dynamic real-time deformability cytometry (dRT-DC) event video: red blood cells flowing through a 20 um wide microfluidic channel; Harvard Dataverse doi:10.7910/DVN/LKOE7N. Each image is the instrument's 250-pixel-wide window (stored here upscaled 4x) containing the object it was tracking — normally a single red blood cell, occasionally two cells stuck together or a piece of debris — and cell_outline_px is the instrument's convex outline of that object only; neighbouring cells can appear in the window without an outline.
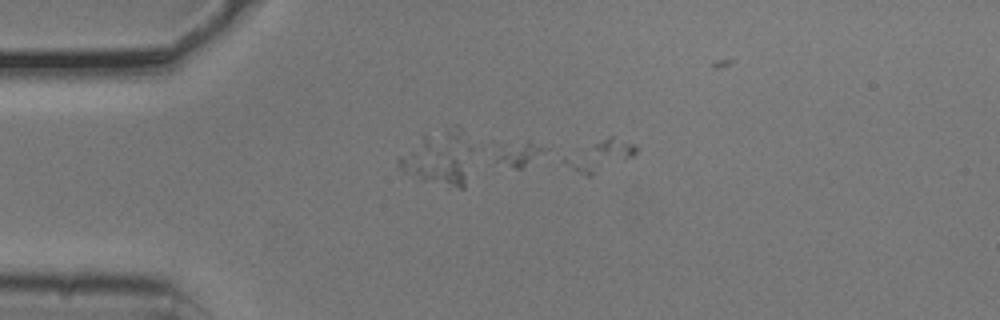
{"species": "common noctule bat (a hibernating species)", "species_latin": "Nyctalus noctula", "temperature_condition": "cold", "stored_images_in_passage": 38, "camera_frame_rate_fps": 3000, "um_per_image_px": 0.085, "animal": {"sex": "male", "body_mass_g": 20.5, "forearm_length_mm": 52.5}, "frame": {"image": 1, "passage_image": 2, "time_ms": 0.333, "image_size_px": [1000, 320], "cell_outline_px": [[592, 176], [588, 176], [512, 168], [492, 164], [496, 152], [528, 140], [568, 152], [588, 168], [592, 172]], "centroid_in_image_um": [45.91, 13.54], "position_along_channel_um": 39.1, "area_um2": 14.97}}